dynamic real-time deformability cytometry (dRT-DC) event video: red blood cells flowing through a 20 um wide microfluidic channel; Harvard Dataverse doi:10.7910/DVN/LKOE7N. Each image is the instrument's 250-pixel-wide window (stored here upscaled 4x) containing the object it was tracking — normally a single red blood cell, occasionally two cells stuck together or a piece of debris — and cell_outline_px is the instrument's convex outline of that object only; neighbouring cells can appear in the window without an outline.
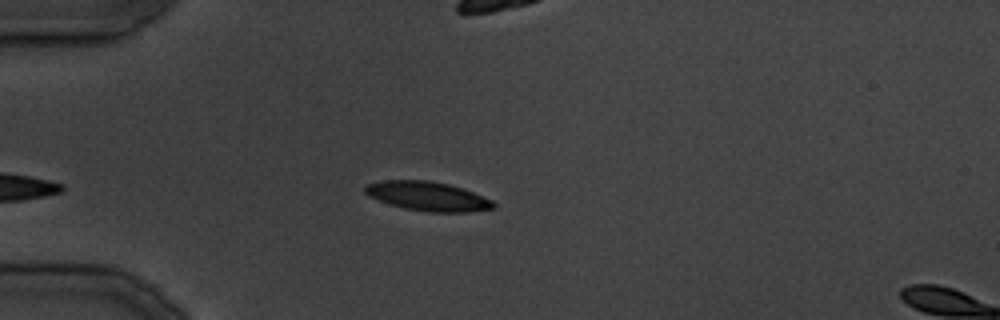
{"species": "common noctule bat (a hibernating species)", "species_latin": "Nyctalus noctula", "temperature_condition": "cold", "stored_images_in_passage": 2, "camera_frame_rate_fps": 3000, "um_per_image_px": 0.085, "animal": {"sex": "male", "body_mass_g": 19.5, "forearm_length_mm": 54.6}, "frame": {"image": 1, "passage_image": 2, "time_ms": 2.333, "image_size_px": [1000, 320], "cell_outline_px": [[496, 208], [468, 212], [428, 212], [404, 208], [368, 196], [364, 192], [364, 188], [368, 184], [384, 180], [428, 180], [448, 184], [464, 188], [492, 200], [496, 204]], "centroid_in_image_um": [36.4, 16.68], "position_along_channel_um": 48.6, "area_um2": 21.79}}